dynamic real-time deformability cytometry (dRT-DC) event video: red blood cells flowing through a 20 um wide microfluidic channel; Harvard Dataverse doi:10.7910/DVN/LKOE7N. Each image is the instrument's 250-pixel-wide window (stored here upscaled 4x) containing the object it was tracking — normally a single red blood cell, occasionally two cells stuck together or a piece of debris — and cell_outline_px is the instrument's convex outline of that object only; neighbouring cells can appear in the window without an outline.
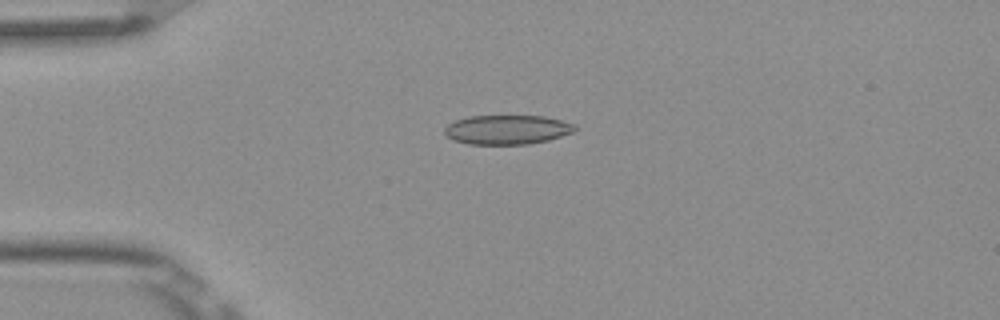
{"species": "Egyptian fruit bat (a non-hibernating species)", "species_latin": "Rousettus aegyptiacus", "temperature_condition": "room temperature", "stored_images_in_passage": 7, "camera_frame_rate_fps": 3000, "um_per_image_px": 0.085, "frame": {"image": 1, "passage_image": 3, "time_ms": 0.667, "image_size_px": [1000, 320], "cell_outline_px": [[576, 128], [572, 132], [548, 140], [528, 144], [468, 144], [456, 140], [448, 136], [444, 132], [444, 128], [448, 124], [456, 120], [468, 116], [544, 116], [576, 124]], "centroid_in_image_um": [43.11, 11.01], "position_along_channel_um": 41.9, "area_um2": 22.08}}
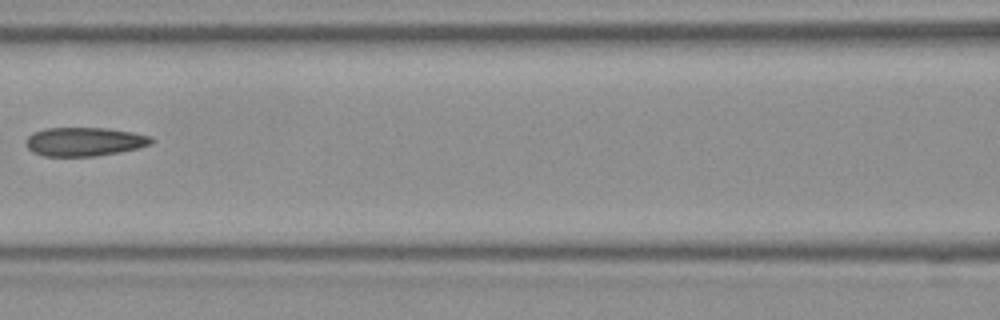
{"frame": {"image": 2, "passage_image": 6, "time_ms": 1.667, "image_size_px": [1000, 320], "cell_outline_px": [[156, 140], [152, 144], [140, 148], [120, 152], [96, 156], [44, 156], [32, 152], [24, 144], [24, 140], [32, 132], [44, 128], [108, 128], [132, 132], [152, 136]], "centroid_in_image_um": [7.18, 12.04], "position_along_channel_um": 159.4, "area_um2": 21.44}}
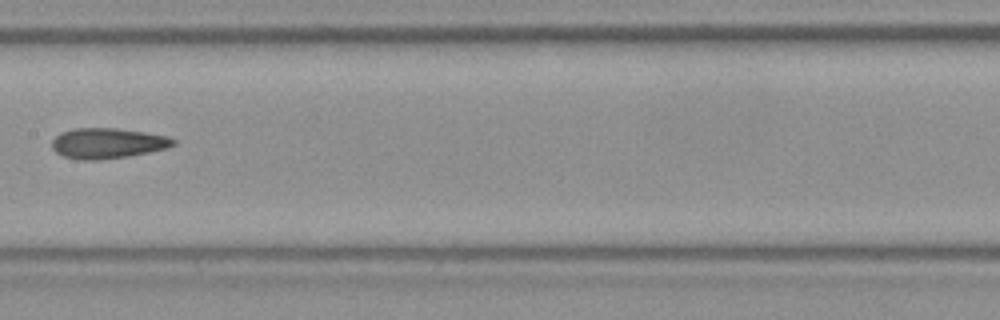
{"frame": {"image": 3, "passage_image": 7, "time_ms": 2.0, "image_size_px": [1000, 320], "cell_outline_px": [[176, 144], [164, 148], [148, 152], [128, 156], [100, 160], [76, 160], [64, 156], [56, 152], [52, 148], [52, 140], [60, 132], [72, 128], [116, 128], [144, 132], [168, 136], [176, 140]], "centroid_in_image_um": [9.11, 12.17], "position_along_channel_um": 198.3, "area_um2": 21.56}}